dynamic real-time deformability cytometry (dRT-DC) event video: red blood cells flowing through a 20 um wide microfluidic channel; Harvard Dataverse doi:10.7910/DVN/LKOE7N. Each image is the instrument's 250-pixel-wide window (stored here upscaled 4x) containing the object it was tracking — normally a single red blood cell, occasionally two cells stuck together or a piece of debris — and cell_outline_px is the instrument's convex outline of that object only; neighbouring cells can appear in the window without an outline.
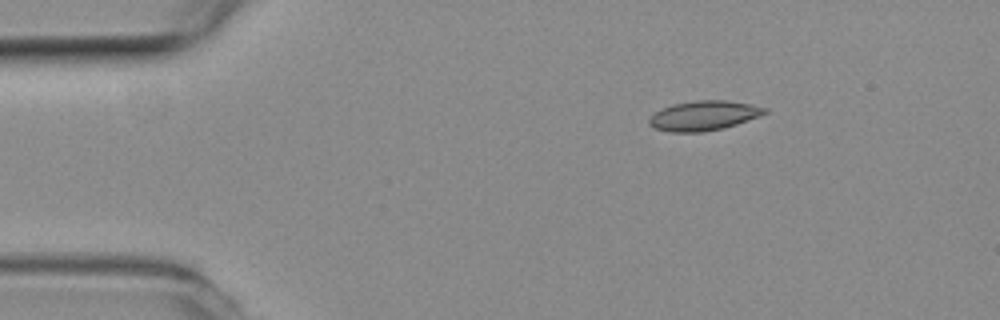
{"species": "common noctule bat (a hibernating species)", "species_latin": "Nyctalus noctula", "temperature_condition": "room temperature", "stored_images_in_passage": 47, "camera_frame_rate_fps": 3000, "um_per_image_px": 0.085, "animal": {"sex": "female", "body_mass_g": 19.3, "forearm_length_mm": 54.1}, "frame": {"image": 1, "passage_image": 1, "time_ms": 0.0, "image_size_px": [1000, 320], "cell_outline_px": [[768, 112], [760, 116], [724, 128], [704, 132], [668, 132], [656, 128], [648, 124], [648, 120], [656, 112], [672, 104], [696, 100], [724, 100], [748, 104], [768, 108]], "centroid_in_image_um": [59.83, 9.83], "position_along_channel_um": 25.2, "area_um2": 19.88}}
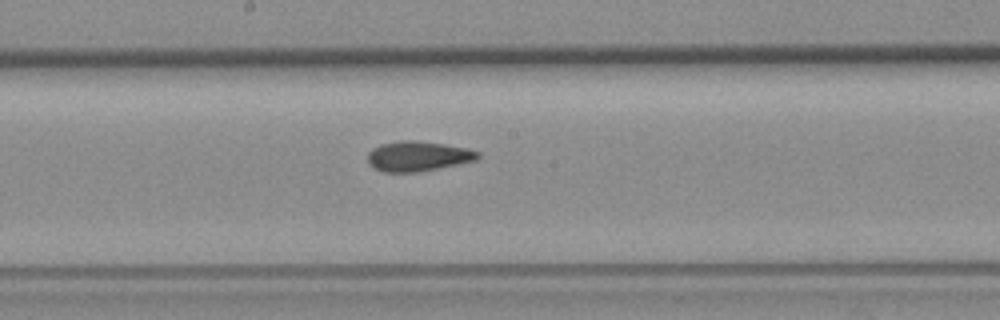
{"frame": {"image": 2, "passage_image": 21, "time_ms": 6.667, "image_size_px": [1000, 320], "cell_outline_px": [[480, 156], [476, 160], [416, 172], [384, 172], [368, 164], [368, 152], [372, 148], [380, 144], [400, 140], [416, 140], [464, 148], [480, 152]], "centroid_in_image_um": [35.47, 13.27], "position_along_channel_um": 212.7, "area_um2": 18.96}}
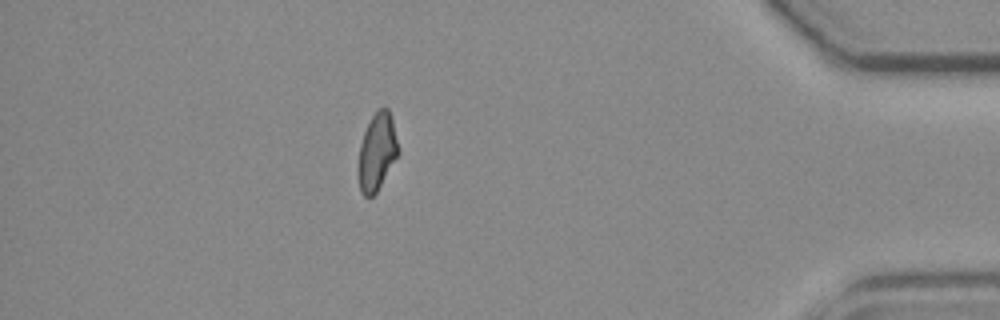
{"frame": {"image": 3, "passage_image": 40, "time_ms": 13.0, "image_size_px": [1000, 320], "cell_outline_px": [[400, 152], [376, 192], [372, 196], [364, 196], [360, 192], [356, 172], [360, 144], [364, 132], [376, 108], [388, 108], [392, 120], [400, 148]], "centroid_in_image_um": [32.02, 12.92], "position_along_channel_um": 403.2, "area_um2": 18.26}, "authors_computed_cell_mechanics": {"area_um2": 18.9006, "velocity_mm_per_s": 3.7844, "shape_relaxation_time_tau1_ms": null, "shape_relaxation_time_tau2_ms": 3.2703, "deformation_change_tau1": null, "deformation_change_tau2": 0.0954}}